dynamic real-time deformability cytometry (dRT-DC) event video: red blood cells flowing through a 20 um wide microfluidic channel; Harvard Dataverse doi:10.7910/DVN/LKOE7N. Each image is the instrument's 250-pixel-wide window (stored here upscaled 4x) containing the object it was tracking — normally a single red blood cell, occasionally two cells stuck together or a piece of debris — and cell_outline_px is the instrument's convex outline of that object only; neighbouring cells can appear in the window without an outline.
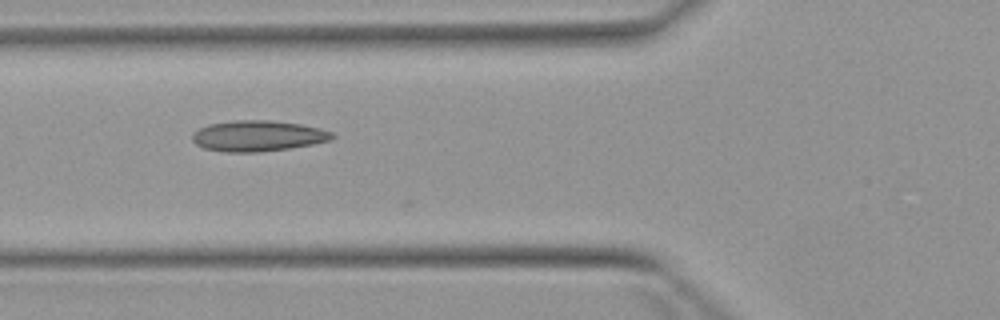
{"species": "Egyptian fruit bat (a non-hibernating species)", "species_latin": "Rousettus aegyptiacus", "temperature_condition": "warm", "stored_images_in_passage": 7, "camera_frame_rate_fps": 3000, "um_per_image_px": 0.085, "animal": {"sex": "female"}, "frame": {"image": 1, "passage_image": 5, "time_ms": 5.667, "image_size_px": [1000, 320], "cell_outline_px": [[336, 136], [332, 140], [292, 148], [260, 152], [224, 152], [204, 148], [196, 144], [192, 140], [192, 132], [208, 124], [236, 120], [272, 120], [300, 124], [320, 128], [332, 132]], "centroid_in_image_um": [21.93, 11.55], "position_along_channel_um": 103.9, "area_um2": 25.32}}
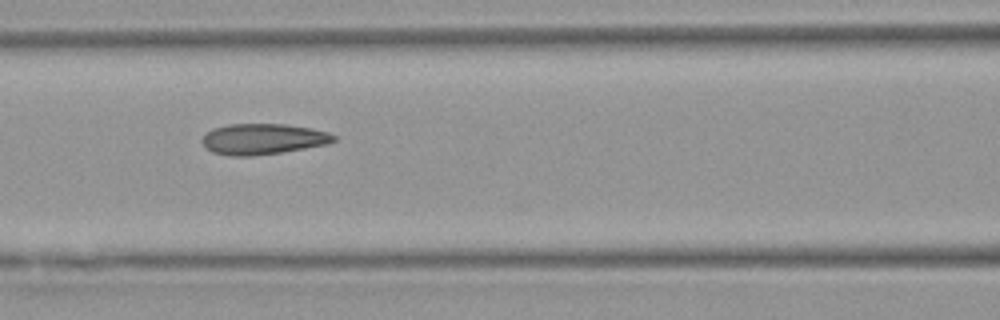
{"frame": {"image": 2, "passage_image": 6, "time_ms": 6.667, "image_size_px": [1000, 320], "cell_outline_px": [[336, 140], [328, 144], [280, 152], [252, 156], [232, 156], [212, 152], [204, 148], [200, 140], [212, 128], [228, 124], [284, 124], [308, 128], [328, 132], [336, 136]], "centroid_in_image_um": [22.3, 11.82], "position_along_channel_um": 144.3, "area_um2": 23.58}}
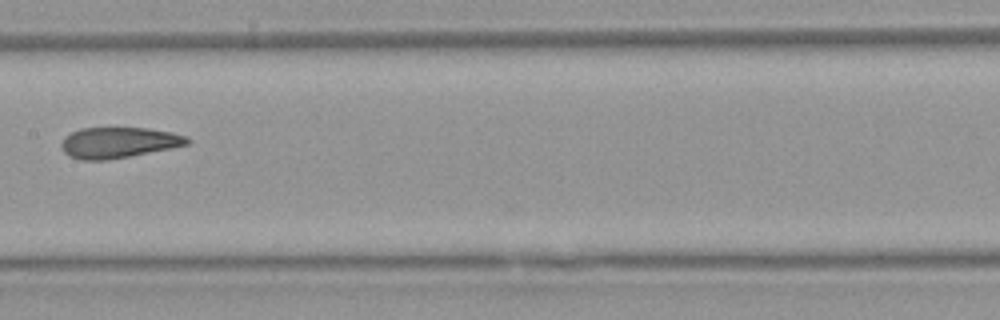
{"frame": {"image": 3, "passage_image": 7, "time_ms": 8.0, "image_size_px": [1000, 320], "cell_outline_px": [[192, 140], [188, 144], [172, 148], [108, 160], [80, 160], [68, 156], [64, 152], [60, 144], [64, 136], [80, 128], [148, 128], [172, 132], [188, 136]], "centroid_in_image_um": [10.08, 12.12], "position_along_channel_um": 197.3, "area_um2": 22.77}}